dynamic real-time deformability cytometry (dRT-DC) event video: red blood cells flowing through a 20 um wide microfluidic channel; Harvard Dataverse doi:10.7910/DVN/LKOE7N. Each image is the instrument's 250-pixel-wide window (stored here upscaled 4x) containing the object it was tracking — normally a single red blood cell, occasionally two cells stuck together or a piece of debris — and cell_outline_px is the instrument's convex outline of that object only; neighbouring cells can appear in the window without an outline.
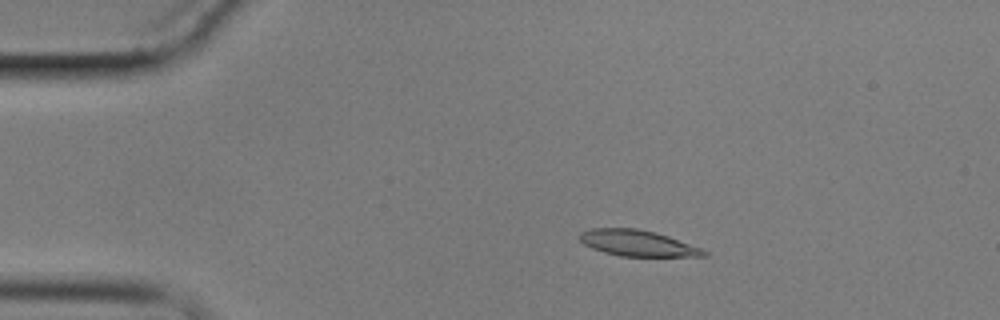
{"species": "common noctule bat (a hibernating species)", "species_latin": "Nyctalus noctula", "temperature_condition": "cold", "stored_images_in_passage": 7, "camera_frame_rate_fps": 3000, "um_per_image_px": 0.085, "animal": {"sex": "male", "body_mass_g": 17.9}, "frame": {"image": 1, "passage_image": 3, "time_ms": 2.333, "image_size_px": [1000, 320], "cell_outline_px": [[708, 256], [620, 256], [604, 252], [592, 248], [584, 244], [576, 236], [580, 232], [592, 228], [636, 228], [656, 232], [668, 236], [700, 248], [708, 252]], "centroid_in_image_um": [54.14, 20.66], "position_along_channel_um": 30.9, "area_um2": 18.79}}
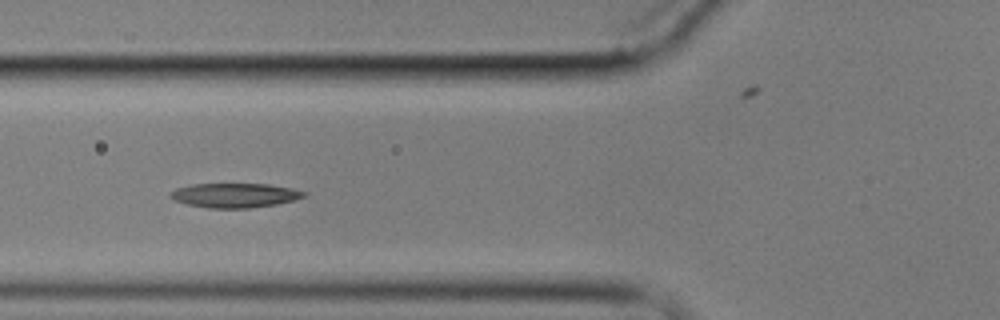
{"frame": {"image": 2, "passage_image": 6, "time_ms": 6.0, "image_size_px": [1000, 320], "cell_outline_px": [[308, 196], [276, 204], [248, 208], [208, 208], [188, 204], [176, 200], [168, 196], [176, 188], [192, 184], [268, 184], [292, 188], [308, 192]], "centroid_in_image_um": [20.0, 16.6], "position_along_channel_um": 105.8, "area_um2": 18.9}}
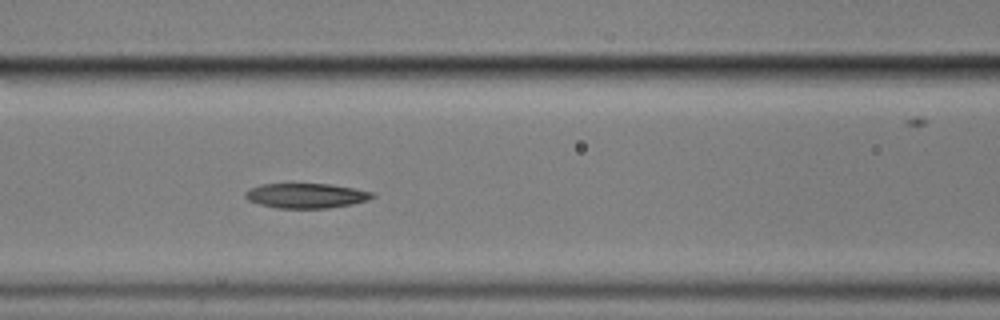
{"frame": {"image": 3, "passage_image": 7, "time_ms": 7.0, "image_size_px": [1000, 320], "cell_outline_px": [[376, 196], [368, 200], [352, 204], [328, 208], [276, 208], [260, 204], [248, 200], [244, 196], [244, 192], [248, 188], [260, 184], [328, 184], [352, 188], [372, 192]], "centroid_in_image_um": [25.98, 16.63], "position_along_channel_um": 140.6, "area_um2": 18.38}}